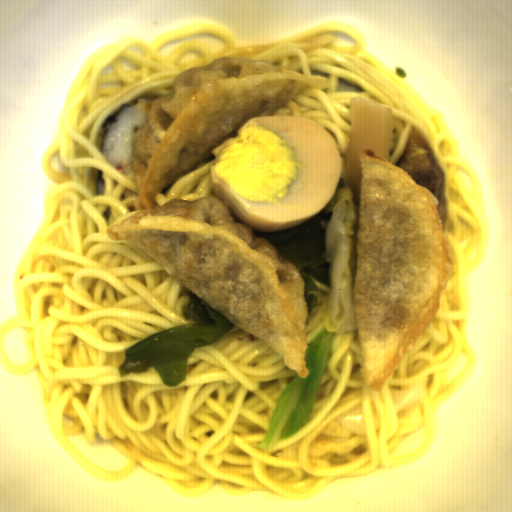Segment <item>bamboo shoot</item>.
<instances>
[{
    "label": "bamboo shoot",
    "instance_id": "bamboo-shoot-1",
    "mask_svg": "<svg viewBox=\"0 0 512 512\" xmlns=\"http://www.w3.org/2000/svg\"><path fill=\"white\" fill-rule=\"evenodd\" d=\"M394 115L360 95L351 98L350 134L345 152L344 183L352 190L354 204L361 205L360 156L370 148L389 161Z\"/></svg>",
    "mask_w": 512,
    "mask_h": 512
}]
</instances>
